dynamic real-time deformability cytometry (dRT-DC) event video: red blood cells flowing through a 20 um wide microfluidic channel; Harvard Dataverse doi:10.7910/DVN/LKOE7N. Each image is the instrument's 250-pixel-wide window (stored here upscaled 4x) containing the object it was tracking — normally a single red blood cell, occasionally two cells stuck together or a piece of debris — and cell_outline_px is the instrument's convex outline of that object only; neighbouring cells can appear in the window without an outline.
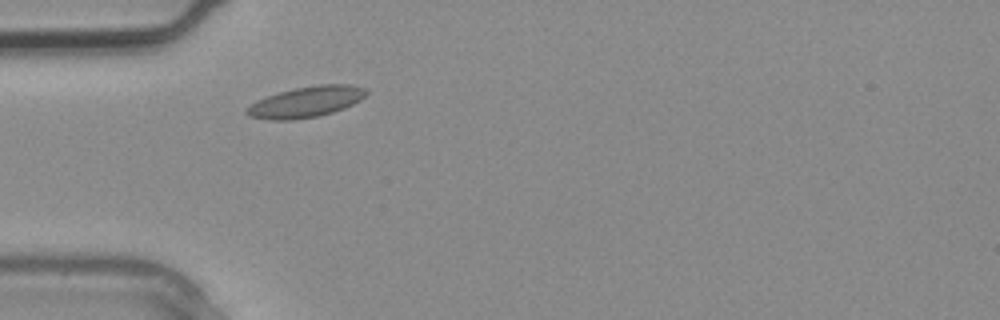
{"species": "common noctule bat (a hibernating species)", "species_latin": "Nyctalus noctula", "temperature_condition": "warm", "stored_images_in_passage": 1, "camera_frame_rate_fps": 3000, "um_per_image_px": 0.085, "animal": {"sex": "male", "body_mass_g": 20.4}, "frame": {"image": 1, "passage_image": 1, "time_ms": 0.0, "image_size_px": [1000, 320], "cell_outline_px": [[368, 92], [360, 100], [344, 108], [332, 112], [316, 116], [292, 120], [268, 120], [248, 116], [244, 112], [256, 100], [280, 92], [296, 88], [320, 84], [348, 84], [364, 88]], "centroid_in_image_um": [26.0, 8.67], "position_along_channel_um": 59.0, "area_um2": 21.21}}